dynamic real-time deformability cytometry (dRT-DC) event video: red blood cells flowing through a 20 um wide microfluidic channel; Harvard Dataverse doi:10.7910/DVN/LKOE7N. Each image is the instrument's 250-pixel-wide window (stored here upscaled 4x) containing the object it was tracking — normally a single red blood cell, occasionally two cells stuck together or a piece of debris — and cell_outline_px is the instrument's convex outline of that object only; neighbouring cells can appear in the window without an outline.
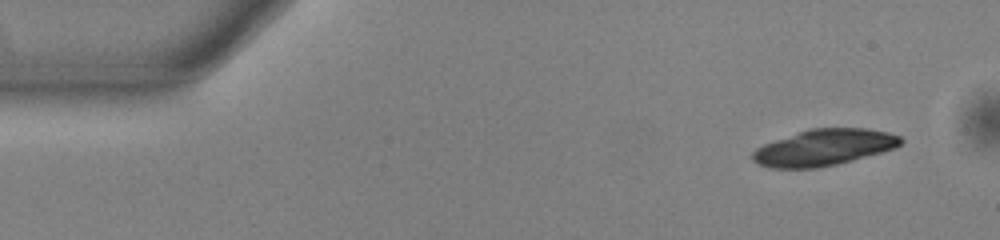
{"species": "common noctule bat (a hibernating species)", "species_latin": "Nyctalus noctula", "temperature_condition": "warm", "stored_images_in_passage": 13, "camera_frame_rate_fps": 3000, "um_per_image_px": 0.085, "animal": {"sex": "male", "body_mass_g": 13.0, "forearm_length_mm": 53.1}, "frame": {"image": 1, "passage_image": 1, "time_ms": 0.0, "image_size_px": [1000, 240], "cell_outline_px": [[904, 140], [896, 148], [852, 160], [836, 164], [816, 168], [768, 168], [756, 164], [752, 160], [752, 152], [756, 148], [764, 144], [812, 128], [864, 128], [888, 132], [900, 136]], "centroid_in_image_um": [70.03, 12.55], "position_along_channel_um": 15.0, "area_um2": 31.15}}